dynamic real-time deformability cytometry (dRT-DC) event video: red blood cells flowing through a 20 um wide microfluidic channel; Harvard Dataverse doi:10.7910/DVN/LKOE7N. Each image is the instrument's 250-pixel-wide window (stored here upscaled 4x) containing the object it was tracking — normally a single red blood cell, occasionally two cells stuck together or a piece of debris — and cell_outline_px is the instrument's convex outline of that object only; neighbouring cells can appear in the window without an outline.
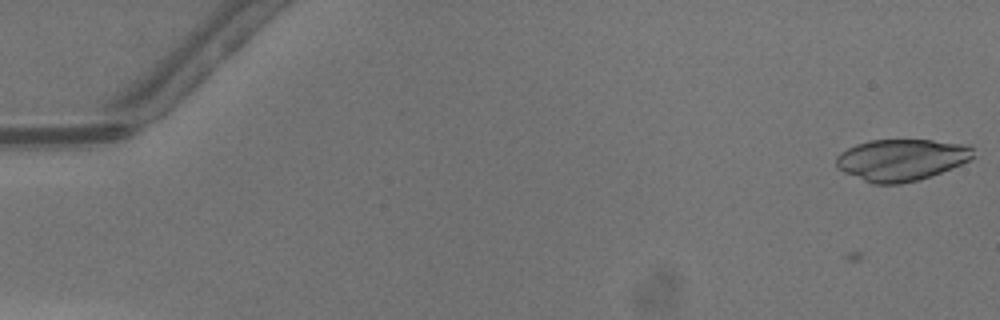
{"species": "common noctule bat (a hibernating species)", "species_latin": "Nyctalus noctula", "temperature_condition": "warm", "stored_images_in_passage": 41, "camera_frame_rate_fps": 3000, "um_per_image_px": 0.085, "animal": {"sex": "male", "body_mass_g": 13.3}, "frame": {"image": 1, "passage_image": 1, "time_ms": 0.0, "image_size_px": [1000, 320], "cell_outline_px": [[976, 156], [952, 168], [920, 180], [900, 184], [872, 184], [844, 172], [836, 168], [836, 156], [840, 152], [856, 144], [868, 140], [932, 140], [968, 144], [972, 148]], "centroid_in_image_um": [76.61, 13.58], "position_along_channel_um": 8.4, "area_um2": 33.52}}